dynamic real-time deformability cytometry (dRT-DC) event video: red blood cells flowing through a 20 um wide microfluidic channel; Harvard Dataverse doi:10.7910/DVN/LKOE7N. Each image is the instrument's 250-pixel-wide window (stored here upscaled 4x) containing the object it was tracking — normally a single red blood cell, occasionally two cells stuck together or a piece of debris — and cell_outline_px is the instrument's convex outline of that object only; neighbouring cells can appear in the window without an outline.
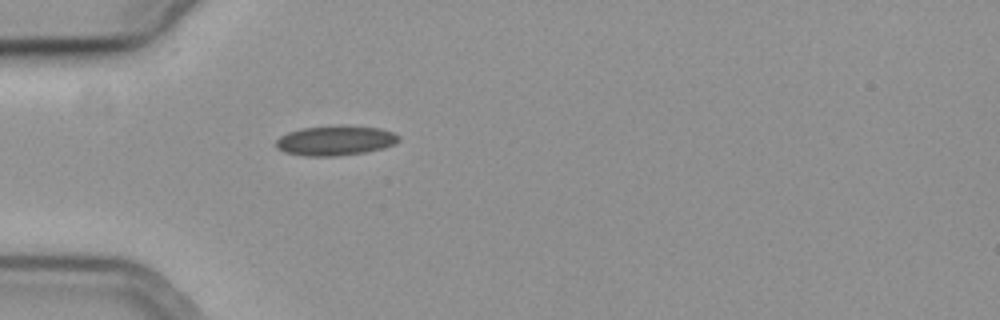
{"species": "common noctule bat (a hibernating species)", "species_latin": "Nyctalus noctula", "temperature_condition": "cold", "stored_images_in_passage": 40, "camera_frame_rate_fps": 3000, "um_per_image_px": 0.085, "animal": {"sex": "female", "body_mass_g": 19.3, "forearm_length_mm": 54.1}, "frame": {"image": 1, "passage_image": 1, "time_ms": 0.0, "image_size_px": [1000, 320], "cell_outline_px": [[400, 140], [384, 148], [364, 152], [340, 156], [304, 156], [284, 152], [276, 148], [276, 140], [280, 136], [288, 132], [304, 128], [380, 128], [392, 132], [400, 136]], "centroid_in_image_um": [28.47, 12.0], "position_along_channel_um": 56.5, "area_um2": 20.46}}
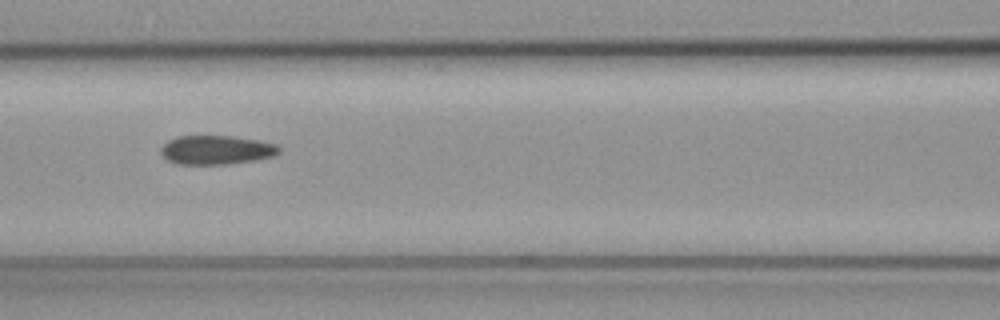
{"frame": {"image": 2, "passage_image": 9, "time_ms": 2.667, "image_size_px": [1000, 320], "cell_outline_px": [[280, 152], [272, 156], [256, 160], [224, 164], [176, 164], [168, 160], [160, 152], [160, 148], [168, 140], [176, 136], [232, 136], [260, 140], [276, 144], [280, 148]], "centroid_in_image_um": [18.38, 12.74], "position_along_channel_um": 148.2, "area_um2": 20.0}}
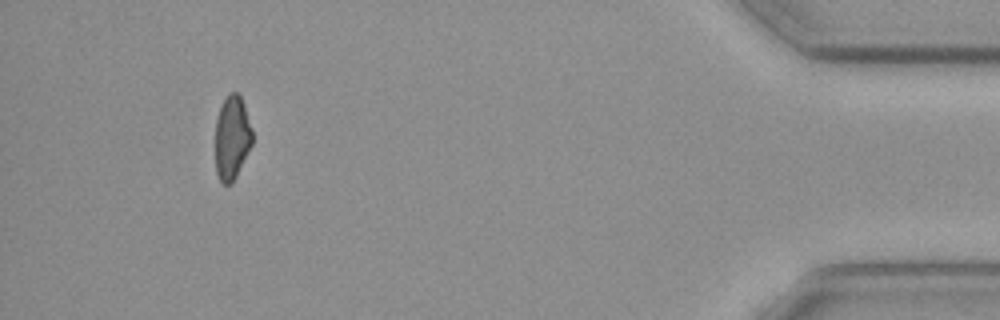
{"frame": {"image": 3, "passage_image": 36, "time_ms": 11.667, "image_size_px": [1000, 320], "cell_outline_px": [[252, 144], [232, 184], [224, 184], [220, 180], [216, 172], [216, 120], [220, 108], [228, 92], [236, 92], [240, 96], [244, 104], [252, 128]], "centroid_in_image_um": [19.72, 11.69], "position_along_channel_um": 415.5, "area_um2": 17.98}, "authors_computed_cell_mechanics": {"area_um2": 20.23, "velocity_mm_per_s": 3.7191, "shape_relaxation_time_tau1_ms": null, "shape_relaxation_time_tau2_ms": 3.3809, "deformation_change_tau1": null, "deformation_change_tau2": 0.0798}}